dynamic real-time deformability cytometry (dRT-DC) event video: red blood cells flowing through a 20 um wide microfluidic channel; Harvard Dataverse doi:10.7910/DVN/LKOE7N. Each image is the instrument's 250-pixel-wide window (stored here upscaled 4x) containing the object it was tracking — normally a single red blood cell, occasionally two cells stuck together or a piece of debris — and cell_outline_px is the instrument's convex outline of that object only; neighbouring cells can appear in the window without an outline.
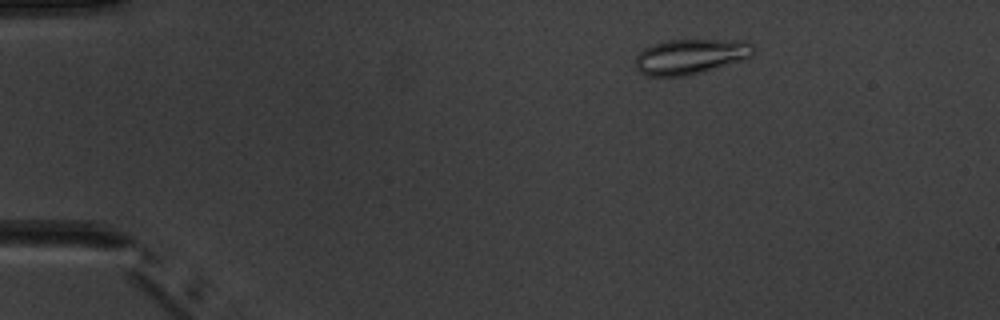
{"species": "common noctule bat (a hibernating species)", "species_latin": "Nyctalus noctula", "temperature_condition": "warm", "stored_images_in_passage": 4, "camera_frame_rate_fps": 3000, "um_per_image_px": 0.085, "animal": {"sex": "male", "body_mass_g": 20.1, "forearm_length_mm": 53.5}, "frame": {"image": 1, "passage_image": 3, "time_ms": 2.333, "image_size_px": [1000, 320], "cell_outline_px": [[756, 48], [752, 56], [740, 60], [688, 76], [644, 76], [636, 68], [636, 56], [644, 48], [652, 44], [668, 40], [744, 40], [752, 44]], "centroid_in_image_um": [58.68, 4.8], "position_along_channel_um": 26.3, "area_um2": 24.16}}